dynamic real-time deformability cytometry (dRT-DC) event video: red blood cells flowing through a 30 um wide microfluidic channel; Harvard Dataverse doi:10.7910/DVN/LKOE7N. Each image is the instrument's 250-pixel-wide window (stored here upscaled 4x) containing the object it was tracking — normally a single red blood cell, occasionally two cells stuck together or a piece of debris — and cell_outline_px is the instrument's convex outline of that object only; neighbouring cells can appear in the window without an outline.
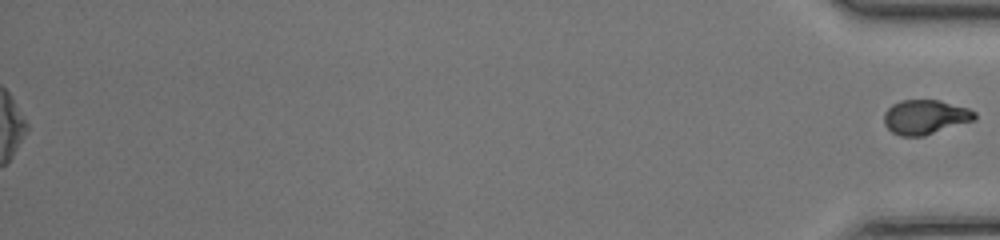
{"species": "common noctule bat (a hibernating species)", "species_latin": "Nyctalus noctula", "temperature_condition": "room temperature", "stored_images_in_passage": 42, "segment_of_instrument_passage": [2, 2], "camera_frame_rate_fps": 3000, "um_per_image_px": 0.085, "animal": {"sex": "female", "body_mass_g": 17.0, "forearm_length_mm": 48.0}, "frame": {"image": 1, "passage_image": 42, "time_ms": 13.667, "image_size_px": [1000, 240], "cell_outline_px": [[976, 120], [924, 136], [900, 136], [892, 132], [884, 124], [884, 112], [892, 104], [900, 100], [940, 100], [968, 108], [976, 112]], "centroid_in_image_um": [78.65, 9.95], "position_along_channel_um": 356.5, "area_um2": 18.38}}